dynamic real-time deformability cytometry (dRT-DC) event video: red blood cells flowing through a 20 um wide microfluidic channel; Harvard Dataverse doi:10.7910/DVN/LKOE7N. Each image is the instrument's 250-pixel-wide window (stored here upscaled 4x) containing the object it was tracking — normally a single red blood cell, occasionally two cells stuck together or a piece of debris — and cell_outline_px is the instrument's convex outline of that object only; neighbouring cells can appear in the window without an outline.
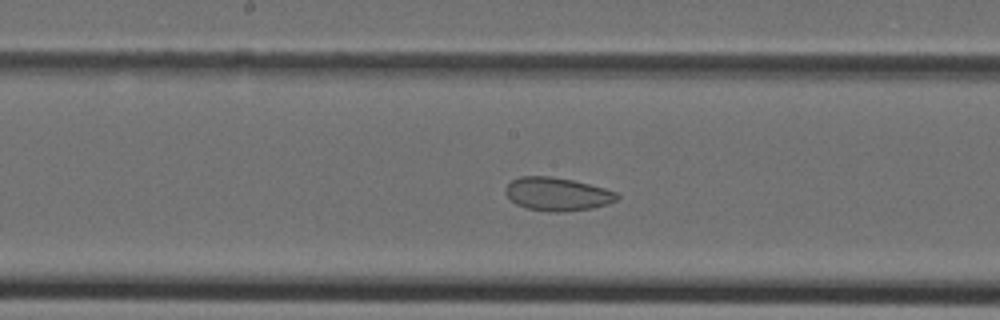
{"species": "Egyptian fruit bat (a non-hibernating species)", "species_latin": "Rousettus aegyptiacus", "temperature_condition": "cold", "stored_images_in_passage": 33, "camera_frame_rate_fps": 3000, "um_per_image_px": 0.085, "animal": {"sex": "female"}, "frame": {"image": 1, "passage_image": 13, "time_ms": 4.0, "image_size_px": [1000, 320], "cell_outline_px": [[620, 196], [616, 200], [608, 204], [592, 208], [560, 212], [548, 212], [524, 208], [516, 204], [504, 192], [504, 188], [512, 180], [520, 176], [552, 176], [572, 180], [604, 188], [616, 192]], "centroid_in_image_um": [47.34, 16.5], "position_along_channel_um": 200.9, "area_um2": 21.68}}
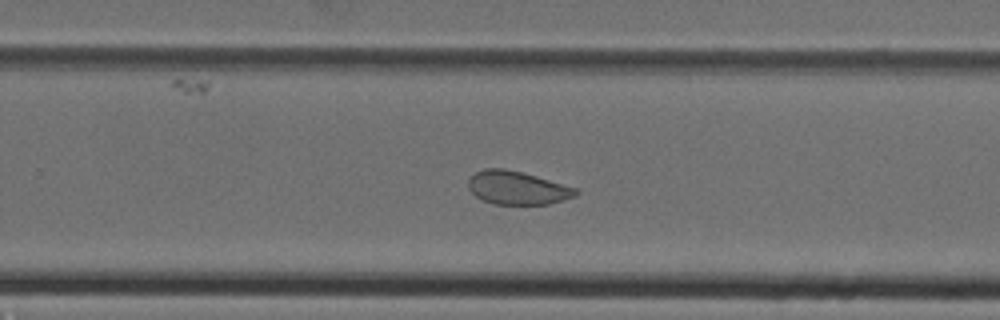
{"frame": {"image": 2, "passage_image": 18, "time_ms": 5.667, "image_size_px": [1000, 320], "cell_outline_px": [[580, 192], [576, 196], [564, 200], [548, 204], [492, 204], [476, 196], [468, 188], [468, 180], [476, 172], [484, 168], [504, 168], [536, 176], [576, 188]], "centroid_in_image_um": [43.97, 15.97], "position_along_channel_um": 285.8, "area_um2": 20.75}}
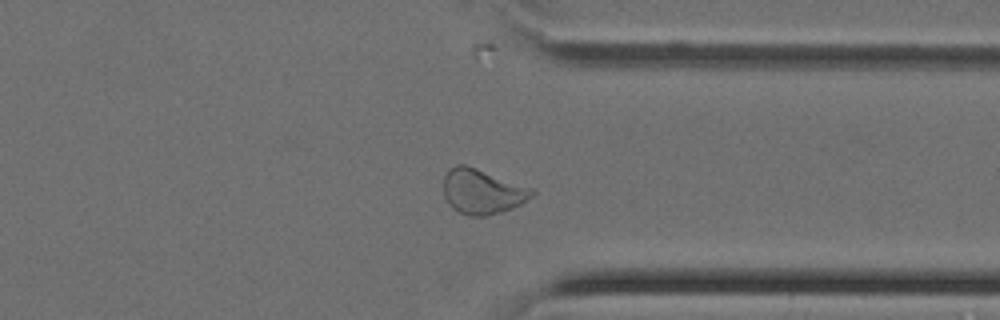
{"frame": {"image": 3, "passage_image": 23, "time_ms": 7.333, "image_size_px": [1000, 320], "cell_outline_px": [[536, 192], [532, 196], [520, 204], [512, 208], [488, 216], [468, 216], [452, 208], [448, 204], [444, 196], [444, 176], [448, 168], [456, 164], [464, 164], [476, 168], [532, 188]], "centroid_in_image_um": [40.96, 16.28], "position_along_channel_um": 370.4, "area_um2": 23.12}}